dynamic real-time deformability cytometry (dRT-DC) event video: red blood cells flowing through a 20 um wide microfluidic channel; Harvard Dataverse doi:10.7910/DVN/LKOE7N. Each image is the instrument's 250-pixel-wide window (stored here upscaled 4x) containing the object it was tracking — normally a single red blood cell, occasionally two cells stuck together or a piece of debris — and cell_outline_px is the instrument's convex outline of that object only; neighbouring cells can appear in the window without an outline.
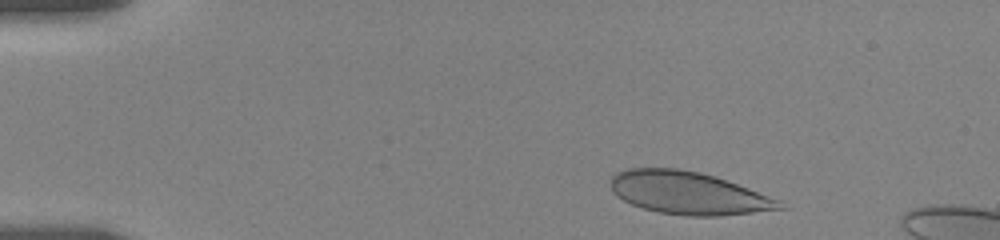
{"species": "human", "species_latin": "Homo sapiens", "temperature_condition": "room temperature", "stored_images_in_passage": 11, "camera_frame_rate_fps": 3000, "um_per_image_px": 0.085, "donor": {"sex": "female"}, "frame": {"image": 1, "passage_image": 4, "time_ms": 1.0, "image_size_px": [1000, 240], "cell_outline_px": [[784, 208], [720, 216], [684, 216], [660, 212], [644, 208], [632, 204], [616, 196], [612, 192], [612, 176], [616, 172], [628, 168], [676, 168], [700, 172], [748, 188], [780, 200]], "centroid_in_image_um": [58.46, 16.41], "position_along_channel_um": 26.5, "area_um2": 41.5}}